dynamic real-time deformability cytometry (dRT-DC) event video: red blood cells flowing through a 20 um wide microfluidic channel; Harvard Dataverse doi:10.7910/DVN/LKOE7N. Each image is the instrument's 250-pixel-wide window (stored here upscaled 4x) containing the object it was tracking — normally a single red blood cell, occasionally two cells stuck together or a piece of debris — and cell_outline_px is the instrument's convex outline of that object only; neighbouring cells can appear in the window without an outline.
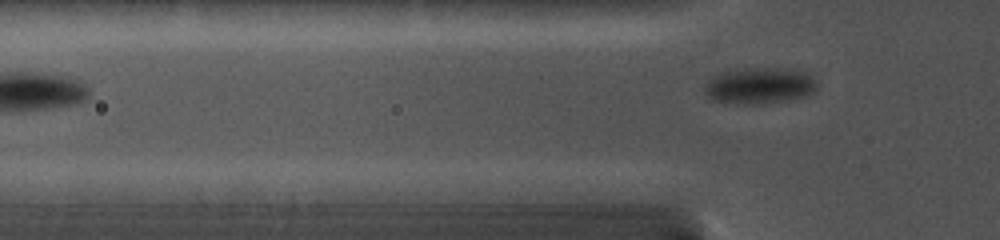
{"species": "common noctule bat (a hibernating species)", "species_latin": "Nyctalus noctula", "temperature_condition": "cold", "stored_images_in_passage": 6, "segment_of_instrument_passage": [2, 2], "camera_frame_rate_fps": 5000, "um_per_image_px": 0.085, "animal": {"sex": "female", "body_mass_g": 19.0, "forearm_length_mm": 56.7}, "frame": {"image": 1, "passage_image": 6, "time_ms": 4.0, "image_size_px": [1000, 240], "cell_outline_px": [[816, 92], [808, 96], [784, 100], [756, 104], [744, 104], [708, 100], [704, 92], [704, 88], [708, 76], [716, 72], [736, 68], [788, 68], [808, 72], [812, 76], [816, 84]], "centroid_in_image_um": [64.49, 7.26], "position_along_channel_um": 61.3, "area_um2": 24.51}}